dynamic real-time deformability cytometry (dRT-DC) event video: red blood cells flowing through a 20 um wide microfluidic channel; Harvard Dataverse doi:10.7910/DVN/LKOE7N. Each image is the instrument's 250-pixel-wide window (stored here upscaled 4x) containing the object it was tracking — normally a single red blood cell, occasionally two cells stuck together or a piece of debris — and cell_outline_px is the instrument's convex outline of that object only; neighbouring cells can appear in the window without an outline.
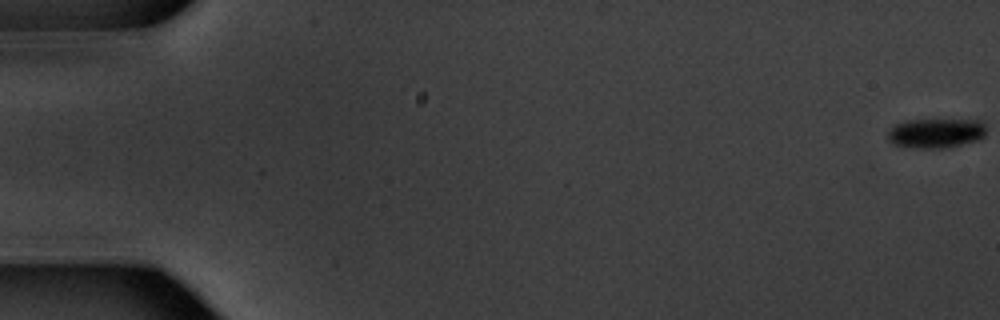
{"species": "common noctule bat (a hibernating species)", "species_latin": "Nyctalus noctula", "temperature_condition": "warm", "stored_images_in_passage": 52, "camera_frame_rate_fps": 3000, "um_per_image_px": 0.085, "animal": {"sex": "male", "body_mass_g": 20.1, "forearm_length_mm": 53.5}, "frame": {"image": 1, "passage_image": 1, "time_ms": 0.0, "image_size_px": [1000, 320], "cell_outline_px": [[984, 136], [976, 140], [948, 148], [912, 148], [892, 144], [888, 140], [888, 132], [896, 124], [904, 120], [980, 120], [984, 124]], "centroid_in_image_um": [79.51, 11.32], "position_along_channel_um": 5.5, "area_um2": 16.94}}
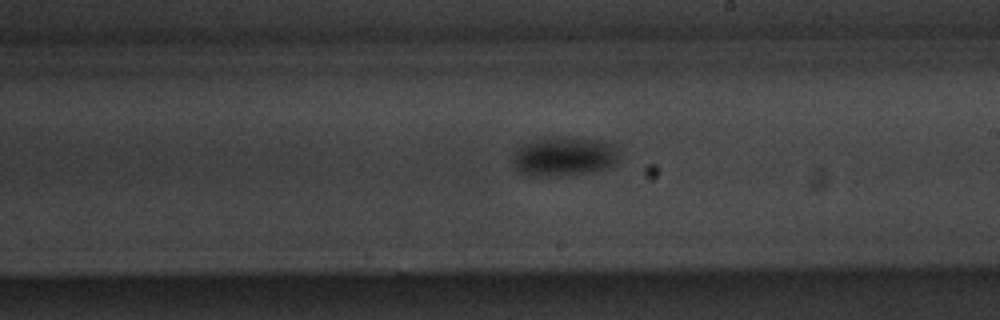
{"frame": {"image": 2, "passage_image": 33, "time_ms": 10.667, "image_size_px": [1000, 320], "cell_outline_px": [[616, 164], [608, 168], [596, 172], [572, 176], [528, 176], [520, 172], [516, 168], [516, 152], [524, 144], [544, 136], [596, 140], [608, 144], [616, 148]], "centroid_in_image_um": [47.96, 13.34], "position_along_channel_um": 241.0, "area_um2": 24.04}}
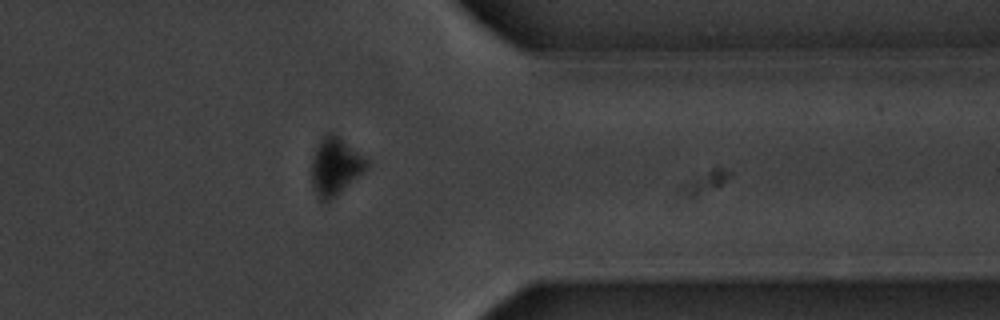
{"frame": {"image": 3, "passage_image": 45, "time_ms": 14.667, "image_size_px": [1000, 320], "cell_outline_px": [[368, 168], [364, 172], [336, 196], [328, 200], [320, 200], [312, 188], [312, 156], [320, 140], [328, 132], [332, 132], [364, 156], [368, 160]], "centroid_in_image_um": [28.5, 14.15], "position_along_channel_um": 382.9, "area_um2": 18.26}}